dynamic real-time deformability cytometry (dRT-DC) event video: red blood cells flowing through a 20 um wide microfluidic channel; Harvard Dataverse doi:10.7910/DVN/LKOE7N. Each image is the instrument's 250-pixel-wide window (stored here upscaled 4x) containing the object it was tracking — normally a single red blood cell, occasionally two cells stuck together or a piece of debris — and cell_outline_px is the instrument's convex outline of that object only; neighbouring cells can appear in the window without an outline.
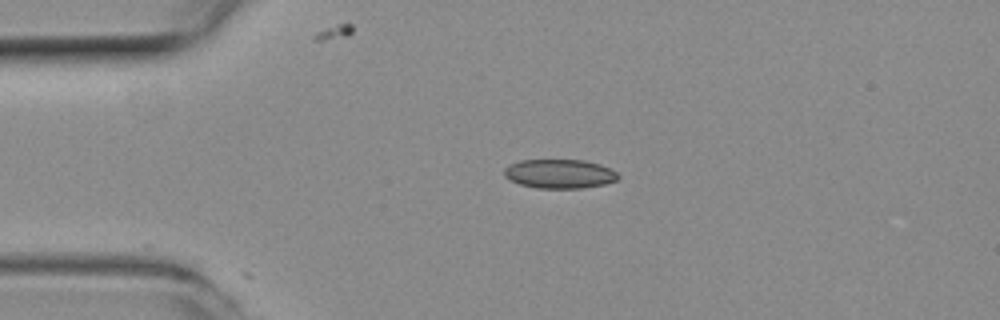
{"species": "common noctule bat (a hibernating species)", "species_latin": "Nyctalus noctula", "temperature_condition": "room temperature", "stored_images_in_passage": 15, "camera_frame_rate_fps": 3000, "um_per_image_px": 0.085, "animal": {"sex": "female", "body_mass_g": 19.3, "forearm_length_mm": 54.1}, "frame": {"image": 1, "passage_image": 1, "time_ms": 0.0, "image_size_px": [1000, 320], "cell_outline_px": [[620, 176], [616, 180], [604, 184], [584, 188], [536, 188], [520, 184], [504, 176], [504, 168], [508, 164], [520, 160], [584, 160], [600, 164], [616, 172]], "centroid_in_image_um": [47.54, 14.77], "position_along_channel_um": 37.5, "area_um2": 19.31}}
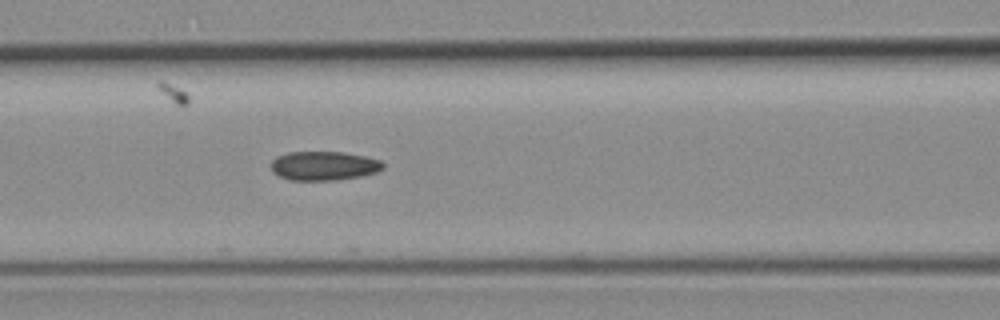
{"frame": {"image": 2, "passage_image": 11, "time_ms": 3.333, "image_size_px": [1000, 320], "cell_outline_px": [[384, 168], [376, 172], [360, 176], [332, 180], [288, 180], [272, 172], [272, 160], [276, 156], [288, 152], [344, 152], [364, 156], [380, 160], [384, 164]], "centroid_in_image_um": [27.51, 14.09], "position_along_channel_um": 139.1, "area_um2": 18.9}}
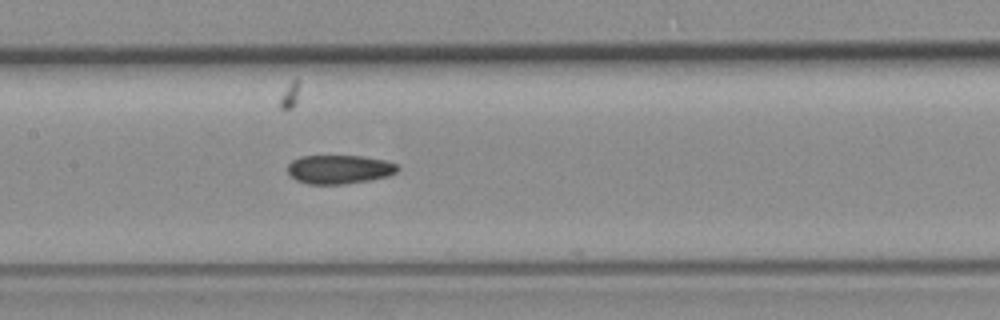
{"frame": {"image": 3, "passage_image": 14, "time_ms": 4.333, "image_size_px": [1000, 320], "cell_outline_px": [[400, 168], [396, 172], [388, 176], [368, 180], [344, 184], [308, 184], [296, 180], [288, 172], [288, 164], [292, 160], [300, 156], [364, 156], [384, 160], [396, 164]], "centroid_in_image_um": [28.83, 14.39], "position_along_channel_um": 178.6, "area_um2": 18.44}}